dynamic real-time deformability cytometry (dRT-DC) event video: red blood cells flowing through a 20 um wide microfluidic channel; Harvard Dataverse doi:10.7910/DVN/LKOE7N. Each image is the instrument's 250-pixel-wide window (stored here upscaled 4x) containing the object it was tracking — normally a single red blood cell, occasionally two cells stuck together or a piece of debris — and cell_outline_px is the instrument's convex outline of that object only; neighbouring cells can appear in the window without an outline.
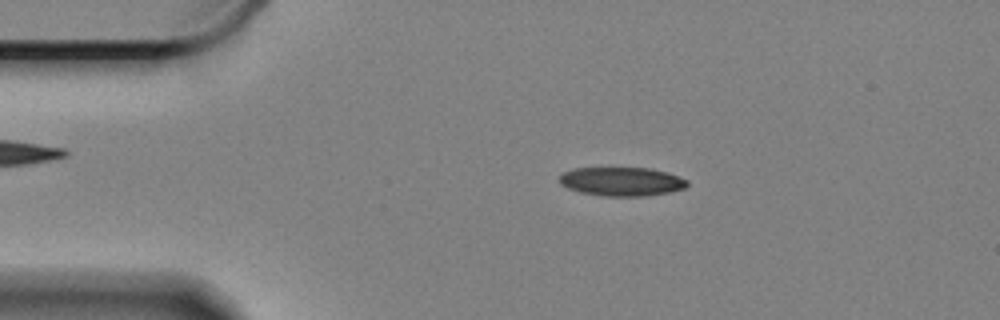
{"species": "Egyptian fruit bat (a non-hibernating species)", "species_latin": "Rousettus aegyptiacus", "temperature_condition": "cold", "stored_images_in_passage": 56, "camera_frame_rate_fps": 3000, "um_per_image_px": 0.085, "animal": {"sex": "female"}, "frame": {"image": 1, "passage_image": 8, "time_ms": 2.333, "image_size_px": [1000, 320], "cell_outline_px": [[688, 184], [684, 188], [672, 192], [648, 196], [604, 196], [580, 192], [568, 188], [560, 184], [560, 176], [564, 172], [576, 168], [648, 168], [668, 172], [688, 180]], "centroid_in_image_um": [52.88, 15.43], "position_along_channel_um": 32.1, "area_um2": 21.5}}
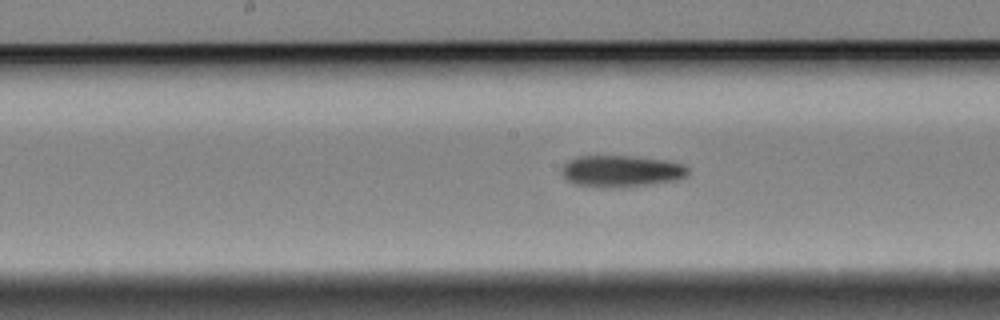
{"frame": {"image": 2, "passage_image": 26, "time_ms": 8.333, "image_size_px": [1000, 320], "cell_outline_px": [[688, 176], [680, 180], [624, 188], [600, 188], [576, 184], [568, 180], [564, 176], [564, 164], [568, 160], [580, 156], [628, 156], [664, 160], [680, 164], [688, 168]], "centroid_in_image_um": [52.85, 14.57], "position_along_channel_um": 195.4, "area_um2": 23.35}}
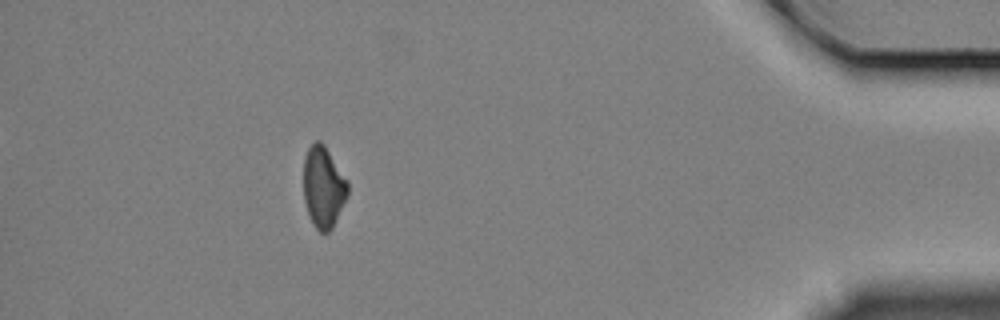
{"frame": {"image": 3, "passage_image": 50, "time_ms": 16.333, "image_size_px": [1000, 320], "cell_outline_px": [[348, 196], [332, 228], [328, 232], [320, 232], [316, 228], [308, 212], [304, 200], [304, 160], [308, 148], [316, 140], [320, 140], [324, 144], [348, 180]], "centroid_in_image_um": [27.51, 15.88], "position_along_channel_um": 407.7, "area_um2": 20.87}}